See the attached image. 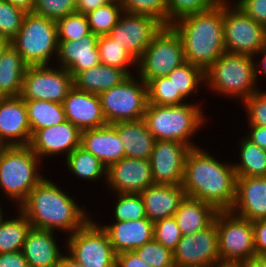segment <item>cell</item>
<instances>
[{
  "mask_svg": "<svg viewBox=\"0 0 266 267\" xmlns=\"http://www.w3.org/2000/svg\"><path fill=\"white\" fill-rule=\"evenodd\" d=\"M236 174L199 147L191 148L185 159L182 187L187 197L202 200L217 211H230L236 198Z\"/></svg>",
  "mask_w": 266,
  "mask_h": 267,
  "instance_id": "obj_1",
  "label": "cell"
},
{
  "mask_svg": "<svg viewBox=\"0 0 266 267\" xmlns=\"http://www.w3.org/2000/svg\"><path fill=\"white\" fill-rule=\"evenodd\" d=\"M19 210L35 229L55 231L62 229L70 234L79 230L88 220L83 208L45 177L30 191Z\"/></svg>",
  "mask_w": 266,
  "mask_h": 267,
  "instance_id": "obj_2",
  "label": "cell"
},
{
  "mask_svg": "<svg viewBox=\"0 0 266 267\" xmlns=\"http://www.w3.org/2000/svg\"><path fill=\"white\" fill-rule=\"evenodd\" d=\"M170 26L181 38L185 61L204 72L226 52L223 2L207 11L184 16Z\"/></svg>",
  "mask_w": 266,
  "mask_h": 267,
  "instance_id": "obj_3",
  "label": "cell"
},
{
  "mask_svg": "<svg viewBox=\"0 0 266 267\" xmlns=\"http://www.w3.org/2000/svg\"><path fill=\"white\" fill-rule=\"evenodd\" d=\"M143 119L155 140L182 142L190 148L197 147L189 139L204 123L199 106L188 103L169 106L148 103Z\"/></svg>",
  "mask_w": 266,
  "mask_h": 267,
  "instance_id": "obj_4",
  "label": "cell"
},
{
  "mask_svg": "<svg viewBox=\"0 0 266 267\" xmlns=\"http://www.w3.org/2000/svg\"><path fill=\"white\" fill-rule=\"evenodd\" d=\"M253 59V56L225 52L205 71L204 83L223 95L242 97V102L259 91L255 84L260 72Z\"/></svg>",
  "mask_w": 266,
  "mask_h": 267,
  "instance_id": "obj_5",
  "label": "cell"
},
{
  "mask_svg": "<svg viewBox=\"0 0 266 267\" xmlns=\"http://www.w3.org/2000/svg\"><path fill=\"white\" fill-rule=\"evenodd\" d=\"M39 160L29 146H3L0 150V186L19 205L44 178L37 171Z\"/></svg>",
  "mask_w": 266,
  "mask_h": 267,
  "instance_id": "obj_6",
  "label": "cell"
},
{
  "mask_svg": "<svg viewBox=\"0 0 266 267\" xmlns=\"http://www.w3.org/2000/svg\"><path fill=\"white\" fill-rule=\"evenodd\" d=\"M56 21L27 12L22 26L11 45L21 55L27 66L48 65L52 53H58Z\"/></svg>",
  "mask_w": 266,
  "mask_h": 267,
  "instance_id": "obj_7",
  "label": "cell"
},
{
  "mask_svg": "<svg viewBox=\"0 0 266 267\" xmlns=\"http://www.w3.org/2000/svg\"><path fill=\"white\" fill-rule=\"evenodd\" d=\"M184 62L180 36L171 26H163L138 61L139 79L147 84L152 79L166 77Z\"/></svg>",
  "mask_w": 266,
  "mask_h": 267,
  "instance_id": "obj_8",
  "label": "cell"
},
{
  "mask_svg": "<svg viewBox=\"0 0 266 267\" xmlns=\"http://www.w3.org/2000/svg\"><path fill=\"white\" fill-rule=\"evenodd\" d=\"M140 81L129 75L120 84L99 94L107 124L144 118L148 94L146 83Z\"/></svg>",
  "mask_w": 266,
  "mask_h": 267,
  "instance_id": "obj_9",
  "label": "cell"
},
{
  "mask_svg": "<svg viewBox=\"0 0 266 267\" xmlns=\"http://www.w3.org/2000/svg\"><path fill=\"white\" fill-rule=\"evenodd\" d=\"M221 2L226 53L254 57L266 45V27L250 18L236 4L231 7L225 0Z\"/></svg>",
  "mask_w": 266,
  "mask_h": 267,
  "instance_id": "obj_10",
  "label": "cell"
},
{
  "mask_svg": "<svg viewBox=\"0 0 266 267\" xmlns=\"http://www.w3.org/2000/svg\"><path fill=\"white\" fill-rule=\"evenodd\" d=\"M68 236L70 257L84 267H116L117 254L102 226L89 219Z\"/></svg>",
  "mask_w": 266,
  "mask_h": 267,
  "instance_id": "obj_11",
  "label": "cell"
},
{
  "mask_svg": "<svg viewBox=\"0 0 266 267\" xmlns=\"http://www.w3.org/2000/svg\"><path fill=\"white\" fill-rule=\"evenodd\" d=\"M219 257L222 262H242L255 257L253 224L231 211H218Z\"/></svg>",
  "mask_w": 266,
  "mask_h": 267,
  "instance_id": "obj_12",
  "label": "cell"
},
{
  "mask_svg": "<svg viewBox=\"0 0 266 267\" xmlns=\"http://www.w3.org/2000/svg\"><path fill=\"white\" fill-rule=\"evenodd\" d=\"M73 86L71 73L60 65L58 69L48 65L27 66L20 97L63 103Z\"/></svg>",
  "mask_w": 266,
  "mask_h": 267,
  "instance_id": "obj_13",
  "label": "cell"
},
{
  "mask_svg": "<svg viewBox=\"0 0 266 267\" xmlns=\"http://www.w3.org/2000/svg\"><path fill=\"white\" fill-rule=\"evenodd\" d=\"M175 267H212L220 262L215 220L205 229L182 235L173 251Z\"/></svg>",
  "mask_w": 266,
  "mask_h": 267,
  "instance_id": "obj_14",
  "label": "cell"
},
{
  "mask_svg": "<svg viewBox=\"0 0 266 267\" xmlns=\"http://www.w3.org/2000/svg\"><path fill=\"white\" fill-rule=\"evenodd\" d=\"M122 16L108 35L138 62L163 25L147 15L124 12Z\"/></svg>",
  "mask_w": 266,
  "mask_h": 267,
  "instance_id": "obj_15",
  "label": "cell"
},
{
  "mask_svg": "<svg viewBox=\"0 0 266 267\" xmlns=\"http://www.w3.org/2000/svg\"><path fill=\"white\" fill-rule=\"evenodd\" d=\"M190 149L182 142L155 140L149 159L154 184L182 185L185 159Z\"/></svg>",
  "mask_w": 266,
  "mask_h": 267,
  "instance_id": "obj_16",
  "label": "cell"
},
{
  "mask_svg": "<svg viewBox=\"0 0 266 267\" xmlns=\"http://www.w3.org/2000/svg\"><path fill=\"white\" fill-rule=\"evenodd\" d=\"M104 177L117 193H140L154 185L149 159L124 157L109 165Z\"/></svg>",
  "mask_w": 266,
  "mask_h": 267,
  "instance_id": "obj_17",
  "label": "cell"
},
{
  "mask_svg": "<svg viewBox=\"0 0 266 267\" xmlns=\"http://www.w3.org/2000/svg\"><path fill=\"white\" fill-rule=\"evenodd\" d=\"M31 136L25 100L20 96L5 97L0 102V143L3 146H28Z\"/></svg>",
  "mask_w": 266,
  "mask_h": 267,
  "instance_id": "obj_18",
  "label": "cell"
},
{
  "mask_svg": "<svg viewBox=\"0 0 266 267\" xmlns=\"http://www.w3.org/2000/svg\"><path fill=\"white\" fill-rule=\"evenodd\" d=\"M81 141V130L68 120L61 124L36 130L29 143V147L39 157L55 156L65 153L66 157Z\"/></svg>",
  "mask_w": 266,
  "mask_h": 267,
  "instance_id": "obj_19",
  "label": "cell"
},
{
  "mask_svg": "<svg viewBox=\"0 0 266 267\" xmlns=\"http://www.w3.org/2000/svg\"><path fill=\"white\" fill-rule=\"evenodd\" d=\"M62 105L66 120L81 131L107 125L99 94L81 91L73 86Z\"/></svg>",
  "mask_w": 266,
  "mask_h": 267,
  "instance_id": "obj_20",
  "label": "cell"
},
{
  "mask_svg": "<svg viewBox=\"0 0 266 267\" xmlns=\"http://www.w3.org/2000/svg\"><path fill=\"white\" fill-rule=\"evenodd\" d=\"M230 211L251 222L266 219V176L237 177L236 198Z\"/></svg>",
  "mask_w": 266,
  "mask_h": 267,
  "instance_id": "obj_21",
  "label": "cell"
},
{
  "mask_svg": "<svg viewBox=\"0 0 266 267\" xmlns=\"http://www.w3.org/2000/svg\"><path fill=\"white\" fill-rule=\"evenodd\" d=\"M99 36L92 32L78 40L59 41L57 58L74 78L79 72L101 63L97 47Z\"/></svg>",
  "mask_w": 266,
  "mask_h": 267,
  "instance_id": "obj_22",
  "label": "cell"
},
{
  "mask_svg": "<svg viewBox=\"0 0 266 267\" xmlns=\"http://www.w3.org/2000/svg\"><path fill=\"white\" fill-rule=\"evenodd\" d=\"M80 146L97 157L106 167L125 157L115 123L81 131Z\"/></svg>",
  "mask_w": 266,
  "mask_h": 267,
  "instance_id": "obj_23",
  "label": "cell"
},
{
  "mask_svg": "<svg viewBox=\"0 0 266 267\" xmlns=\"http://www.w3.org/2000/svg\"><path fill=\"white\" fill-rule=\"evenodd\" d=\"M109 236L116 254L134 251L153 239L154 223L148 218L116 221L102 227Z\"/></svg>",
  "mask_w": 266,
  "mask_h": 267,
  "instance_id": "obj_24",
  "label": "cell"
},
{
  "mask_svg": "<svg viewBox=\"0 0 266 267\" xmlns=\"http://www.w3.org/2000/svg\"><path fill=\"white\" fill-rule=\"evenodd\" d=\"M151 222L174 216L186 193L182 185L154 184L140 192Z\"/></svg>",
  "mask_w": 266,
  "mask_h": 267,
  "instance_id": "obj_25",
  "label": "cell"
},
{
  "mask_svg": "<svg viewBox=\"0 0 266 267\" xmlns=\"http://www.w3.org/2000/svg\"><path fill=\"white\" fill-rule=\"evenodd\" d=\"M53 231L31 228L22 247L29 267H57L62 258Z\"/></svg>",
  "mask_w": 266,
  "mask_h": 267,
  "instance_id": "obj_26",
  "label": "cell"
},
{
  "mask_svg": "<svg viewBox=\"0 0 266 267\" xmlns=\"http://www.w3.org/2000/svg\"><path fill=\"white\" fill-rule=\"evenodd\" d=\"M115 131L123 143L125 157L150 159L155 138L144 119L117 122Z\"/></svg>",
  "mask_w": 266,
  "mask_h": 267,
  "instance_id": "obj_27",
  "label": "cell"
},
{
  "mask_svg": "<svg viewBox=\"0 0 266 267\" xmlns=\"http://www.w3.org/2000/svg\"><path fill=\"white\" fill-rule=\"evenodd\" d=\"M217 212L212 205L186 196L174 217L182 235H189L207 228L214 221Z\"/></svg>",
  "mask_w": 266,
  "mask_h": 267,
  "instance_id": "obj_28",
  "label": "cell"
},
{
  "mask_svg": "<svg viewBox=\"0 0 266 267\" xmlns=\"http://www.w3.org/2000/svg\"><path fill=\"white\" fill-rule=\"evenodd\" d=\"M129 75L122 69L99 63L79 72L73 78L74 87L81 91L100 94L124 81Z\"/></svg>",
  "mask_w": 266,
  "mask_h": 267,
  "instance_id": "obj_29",
  "label": "cell"
},
{
  "mask_svg": "<svg viewBox=\"0 0 266 267\" xmlns=\"http://www.w3.org/2000/svg\"><path fill=\"white\" fill-rule=\"evenodd\" d=\"M27 65L10 44L0 59V92L4 97L21 95Z\"/></svg>",
  "mask_w": 266,
  "mask_h": 267,
  "instance_id": "obj_30",
  "label": "cell"
},
{
  "mask_svg": "<svg viewBox=\"0 0 266 267\" xmlns=\"http://www.w3.org/2000/svg\"><path fill=\"white\" fill-rule=\"evenodd\" d=\"M31 133L66 121L62 103L45 100H25Z\"/></svg>",
  "mask_w": 266,
  "mask_h": 267,
  "instance_id": "obj_31",
  "label": "cell"
},
{
  "mask_svg": "<svg viewBox=\"0 0 266 267\" xmlns=\"http://www.w3.org/2000/svg\"><path fill=\"white\" fill-rule=\"evenodd\" d=\"M240 163L233 164L236 177L266 176V150L246 137L241 140Z\"/></svg>",
  "mask_w": 266,
  "mask_h": 267,
  "instance_id": "obj_32",
  "label": "cell"
},
{
  "mask_svg": "<svg viewBox=\"0 0 266 267\" xmlns=\"http://www.w3.org/2000/svg\"><path fill=\"white\" fill-rule=\"evenodd\" d=\"M17 217L0 223V253L22 250L32 225L21 211Z\"/></svg>",
  "mask_w": 266,
  "mask_h": 267,
  "instance_id": "obj_33",
  "label": "cell"
},
{
  "mask_svg": "<svg viewBox=\"0 0 266 267\" xmlns=\"http://www.w3.org/2000/svg\"><path fill=\"white\" fill-rule=\"evenodd\" d=\"M66 164L74 175L85 180H97L107 172V167L81 146L66 157Z\"/></svg>",
  "mask_w": 266,
  "mask_h": 267,
  "instance_id": "obj_34",
  "label": "cell"
},
{
  "mask_svg": "<svg viewBox=\"0 0 266 267\" xmlns=\"http://www.w3.org/2000/svg\"><path fill=\"white\" fill-rule=\"evenodd\" d=\"M123 13L121 2L110 0L107 4L86 14L90 31L97 36L108 35Z\"/></svg>",
  "mask_w": 266,
  "mask_h": 267,
  "instance_id": "obj_35",
  "label": "cell"
},
{
  "mask_svg": "<svg viewBox=\"0 0 266 267\" xmlns=\"http://www.w3.org/2000/svg\"><path fill=\"white\" fill-rule=\"evenodd\" d=\"M97 47L101 63L122 69L128 75H132L127 68L138 62L116 40L109 35H101L98 38Z\"/></svg>",
  "mask_w": 266,
  "mask_h": 267,
  "instance_id": "obj_36",
  "label": "cell"
},
{
  "mask_svg": "<svg viewBox=\"0 0 266 267\" xmlns=\"http://www.w3.org/2000/svg\"><path fill=\"white\" fill-rule=\"evenodd\" d=\"M166 77L172 81L175 94H181L184 98L196 91L199 82H205V72L190 62H184Z\"/></svg>",
  "mask_w": 266,
  "mask_h": 267,
  "instance_id": "obj_37",
  "label": "cell"
},
{
  "mask_svg": "<svg viewBox=\"0 0 266 267\" xmlns=\"http://www.w3.org/2000/svg\"><path fill=\"white\" fill-rule=\"evenodd\" d=\"M146 85L149 104L169 106L186 103L181 94H175L173 83L167 77L152 79Z\"/></svg>",
  "mask_w": 266,
  "mask_h": 267,
  "instance_id": "obj_38",
  "label": "cell"
},
{
  "mask_svg": "<svg viewBox=\"0 0 266 267\" xmlns=\"http://www.w3.org/2000/svg\"><path fill=\"white\" fill-rule=\"evenodd\" d=\"M114 217L116 221H130L147 218L140 193H117Z\"/></svg>",
  "mask_w": 266,
  "mask_h": 267,
  "instance_id": "obj_39",
  "label": "cell"
},
{
  "mask_svg": "<svg viewBox=\"0 0 266 267\" xmlns=\"http://www.w3.org/2000/svg\"><path fill=\"white\" fill-rule=\"evenodd\" d=\"M58 41L78 40L91 33L87 16L72 13L56 21Z\"/></svg>",
  "mask_w": 266,
  "mask_h": 267,
  "instance_id": "obj_40",
  "label": "cell"
},
{
  "mask_svg": "<svg viewBox=\"0 0 266 267\" xmlns=\"http://www.w3.org/2000/svg\"><path fill=\"white\" fill-rule=\"evenodd\" d=\"M121 4L126 13L151 16L168 26L166 0H121Z\"/></svg>",
  "mask_w": 266,
  "mask_h": 267,
  "instance_id": "obj_41",
  "label": "cell"
},
{
  "mask_svg": "<svg viewBox=\"0 0 266 267\" xmlns=\"http://www.w3.org/2000/svg\"><path fill=\"white\" fill-rule=\"evenodd\" d=\"M26 13L7 0H0V38L11 41L19 32Z\"/></svg>",
  "mask_w": 266,
  "mask_h": 267,
  "instance_id": "obj_42",
  "label": "cell"
},
{
  "mask_svg": "<svg viewBox=\"0 0 266 267\" xmlns=\"http://www.w3.org/2000/svg\"><path fill=\"white\" fill-rule=\"evenodd\" d=\"M219 2L221 0H166L168 26L184 16L207 11Z\"/></svg>",
  "mask_w": 266,
  "mask_h": 267,
  "instance_id": "obj_43",
  "label": "cell"
},
{
  "mask_svg": "<svg viewBox=\"0 0 266 267\" xmlns=\"http://www.w3.org/2000/svg\"><path fill=\"white\" fill-rule=\"evenodd\" d=\"M134 251L152 267H175L173 251L158 243L154 238Z\"/></svg>",
  "mask_w": 266,
  "mask_h": 267,
  "instance_id": "obj_44",
  "label": "cell"
},
{
  "mask_svg": "<svg viewBox=\"0 0 266 267\" xmlns=\"http://www.w3.org/2000/svg\"><path fill=\"white\" fill-rule=\"evenodd\" d=\"M153 238L174 251L182 238V233L174 216L154 222Z\"/></svg>",
  "mask_w": 266,
  "mask_h": 267,
  "instance_id": "obj_45",
  "label": "cell"
},
{
  "mask_svg": "<svg viewBox=\"0 0 266 267\" xmlns=\"http://www.w3.org/2000/svg\"><path fill=\"white\" fill-rule=\"evenodd\" d=\"M32 12L57 21L75 13L76 2L74 0H36Z\"/></svg>",
  "mask_w": 266,
  "mask_h": 267,
  "instance_id": "obj_46",
  "label": "cell"
},
{
  "mask_svg": "<svg viewBox=\"0 0 266 267\" xmlns=\"http://www.w3.org/2000/svg\"><path fill=\"white\" fill-rule=\"evenodd\" d=\"M250 125L266 127V92L257 91L244 101Z\"/></svg>",
  "mask_w": 266,
  "mask_h": 267,
  "instance_id": "obj_47",
  "label": "cell"
},
{
  "mask_svg": "<svg viewBox=\"0 0 266 267\" xmlns=\"http://www.w3.org/2000/svg\"><path fill=\"white\" fill-rule=\"evenodd\" d=\"M236 5L250 18L266 27V0H239Z\"/></svg>",
  "mask_w": 266,
  "mask_h": 267,
  "instance_id": "obj_48",
  "label": "cell"
},
{
  "mask_svg": "<svg viewBox=\"0 0 266 267\" xmlns=\"http://www.w3.org/2000/svg\"><path fill=\"white\" fill-rule=\"evenodd\" d=\"M256 256L266 257V219L252 222Z\"/></svg>",
  "mask_w": 266,
  "mask_h": 267,
  "instance_id": "obj_49",
  "label": "cell"
},
{
  "mask_svg": "<svg viewBox=\"0 0 266 267\" xmlns=\"http://www.w3.org/2000/svg\"><path fill=\"white\" fill-rule=\"evenodd\" d=\"M116 267H152L146 264L135 251L117 254Z\"/></svg>",
  "mask_w": 266,
  "mask_h": 267,
  "instance_id": "obj_50",
  "label": "cell"
},
{
  "mask_svg": "<svg viewBox=\"0 0 266 267\" xmlns=\"http://www.w3.org/2000/svg\"><path fill=\"white\" fill-rule=\"evenodd\" d=\"M0 267H29L22 251L0 253Z\"/></svg>",
  "mask_w": 266,
  "mask_h": 267,
  "instance_id": "obj_51",
  "label": "cell"
},
{
  "mask_svg": "<svg viewBox=\"0 0 266 267\" xmlns=\"http://www.w3.org/2000/svg\"><path fill=\"white\" fill-rule=\"evenodd\" d=\"M251 132L246 138L252 143L266 150V127L251 125Z\"/></svg>",
  "mask_w": 266,
  "mask_h": 267,
  "instance_id": "obj_52",
  "label": "cell"
},
{
  "mask_svg": "<svg viewBox=\"0 0 266 267\" xmlns=\"http://www.w3.org/2000/svg\"><path fill=\"white\" fill-rule=\"evenodd\" d=\"M110 0H77L76 1V13L87 14L107 4Z\"/></svg>",
  "mask_w": 266,
  "mask_h": 267,
  "instance_id": "obj_53",
  "label": "cell"
},
{
  "mask_svg": "<svg viewBox=\"0 0 266 267\" xmlns=\"http://www.w3.org/2000/svg\"><path fill=\"white\" fill-rule=\"evenodd\" d=\"M241 267H266V257L255 256L240 262Z\"/></svg>",
  "mask_w": 266,
  "mask_h": 267,
  "instance_id": "obj_54",
  "label": "cell"
},
{
  "mask_svg": "<svg viewBox=\"0 0 266 267\" xmlns=\"http://www.w3.org/2000/svg\"><path fill=\"white\" fill-rule=\"evenodd\" d=\"M12 5L20 7L26 12H32L35 6L36 0H7Z\"/></svg>",
  "mask_w": 266,
  "mask_h": 267,
  "instance_id": "obj_55",
  "label": "cell"
},
{
  "mask_svg": "<svg viewBox=\"0 0 266 267\" xmlns=\"http://www.w3.org/2000/svg\"><path fill=\"white\" fill-rule=\"evenodd\" d=\"M57 267H84V266L76 262L70 256L63 255Z\"/></svg>",
  "mask_w": 266,
  "mask_h": 267,
  "instance_id": "obj_56",
  "label": "cell"
},
{
  "mask_svg": "<svg viewBox=\"0 0 266 267\" xmlns=\"http://www.w3.org/2000/svg\"><path fill=\"white\" fill-rule=\"evenodd\" d=\"M212 267H241L240 262H218L215 263Z\"/></svg>",
  "mask_w": 266,
  "mask_h": 267,
  "instance_id": "obj_57",
  "label": "cell"
},
{
  "mask_svg": "<svg viewBox=\"0 0 266 267\" xmlns=\"http://www.w3.org/2000/svg\"><path fill=\"white\" fill-rule=\"evenodd\" d=\"M11 44V41L4 39V38H0V59L4 53V51L6 50V48Z\"/></svg>",
  "mask_w": 266,
  "mask_h": 267,
  "instance_id": "obj_58",
  "label": "cell"
},
{
  "mask_svg": "<svg viewBox=\"0 0 266 267\" xmlns=\"http://www.w3.org/2000/svg\"><path fill=\"white\" fill-rule=\"evenodd\" d=\"M262 53L263 55V58H262V61L260 62L262 65H261V68L264 69V70H261V74H266V45L264 46V48L258 53L260 54Z\"/></svg>",
  "mask_w": 266,
  "mask_h": 267,
  "instance_id": "obj_59",
  "label": "cell"
},
{
  "mask_svg": "<svg viewBox=\"0 0 266 267\" xmlns=\"http://www.w3.org/2000/svg\"><path fill=\"white\" fill-rule=\"evenodd\" d=\"M3 214H2V210H1V207H0V223L3 221Z\"/></svg>",
  "mask_w": 266,
  "mask_h": 267,
  "instance_id": "obj_60",
  "label": "cell"
},
{
  "mask_svg": "<svg viewBox=\"0 0 266 267\" xmlns=\"http://www.w3.org/2000/svg\"><path fill=\"white\" fill-rule=\"evenodd\" d=\"M4 95L0 92V102L4 99Z\"/></svg>",
  "mask_w": 266,
  "mask_h": 267,
  "instance_id": "obj_61",
  "label": "cell"
}]
</instances>
